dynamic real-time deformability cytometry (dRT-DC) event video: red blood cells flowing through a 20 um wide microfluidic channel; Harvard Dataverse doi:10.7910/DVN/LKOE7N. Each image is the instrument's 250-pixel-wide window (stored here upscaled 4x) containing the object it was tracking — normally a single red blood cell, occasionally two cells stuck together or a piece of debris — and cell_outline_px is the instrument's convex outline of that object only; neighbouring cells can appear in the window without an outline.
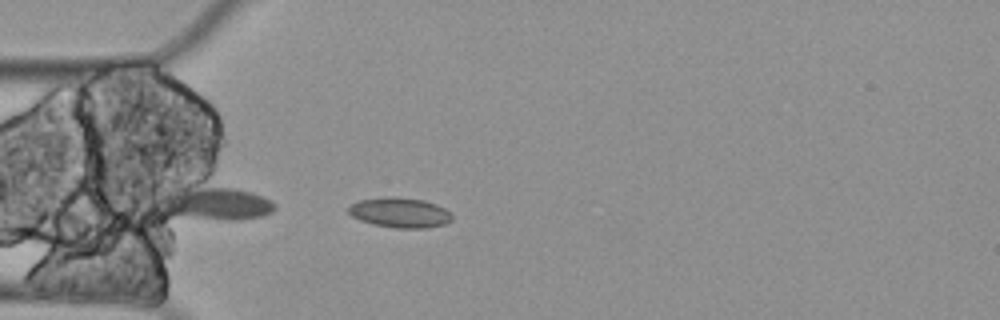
{"species": "Egyptian fruit bat (a non-hibernating species)", "species_latin": "Rousettus aegyptiacus", "temperature_condition": "cold", "stored_images_in_passage": 5, "camera_frame_rate_fps": 3000, "um_per_image_px": 0.085, "animal": {"sex": "female"}, "frame": {"image": 1, "passage_image": 5, "time_ms": 1.333, "image_size_px": [1000, 320], "cell_outline_px": [[452, 220], [444, 224], [424, 228], [396, 228], [372, 224], [360, 220], [352, 216], [348, 212], [348, 208], [352, 204], [360, 200], [388, 196], [396, 196], [424, 200], [436, 204], [444, 208], [452, 216]], "centroid_in_image_um": [33.98, 18.06], "position_along_channel_um": 51.0, "area_um2": 18.09}}